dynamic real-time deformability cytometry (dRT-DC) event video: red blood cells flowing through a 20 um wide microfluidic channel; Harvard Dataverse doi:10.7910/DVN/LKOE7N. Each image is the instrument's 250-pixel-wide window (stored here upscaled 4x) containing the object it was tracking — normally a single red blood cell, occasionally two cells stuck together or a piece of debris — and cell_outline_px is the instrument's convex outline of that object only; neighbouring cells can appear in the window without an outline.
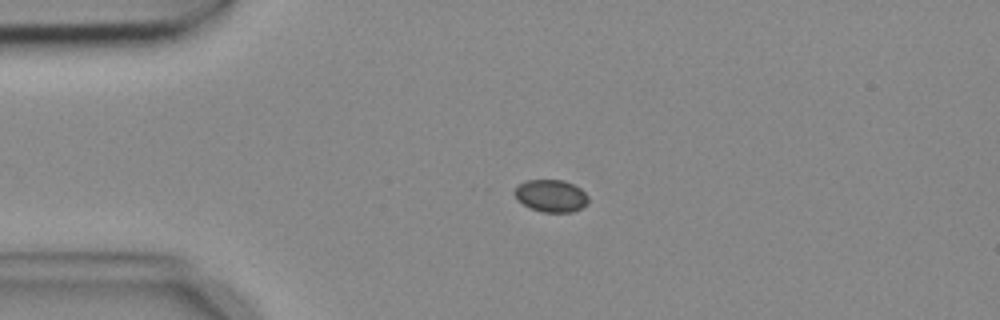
{"species": "common noctule bat (a hibernating species)", "species_latin": "Nyctalus noctula", "temperature_condition": "cold", "stored_images_in_passage": 5, "camera_frame_rate_fps": 3000, "um_per_image_px": 0.085, "animal": {"sex": "female", "body_mass_g": 18.4}, "frame": {"image": 1, "passage_image": 3, "time_ms": 0.667, "image_size_px": [1000, 320], "cell_outline_px": [[588, 204], [572, 212], [540, 212], [516, 200], [512, 192], [520, 184], [528, 180], [564, 180], [580, 188], [588, 196]], "centroid_in_image_um": [46.83, 16.65], "position_along_channel_um": 38.2, "area_um2": 13.87}}